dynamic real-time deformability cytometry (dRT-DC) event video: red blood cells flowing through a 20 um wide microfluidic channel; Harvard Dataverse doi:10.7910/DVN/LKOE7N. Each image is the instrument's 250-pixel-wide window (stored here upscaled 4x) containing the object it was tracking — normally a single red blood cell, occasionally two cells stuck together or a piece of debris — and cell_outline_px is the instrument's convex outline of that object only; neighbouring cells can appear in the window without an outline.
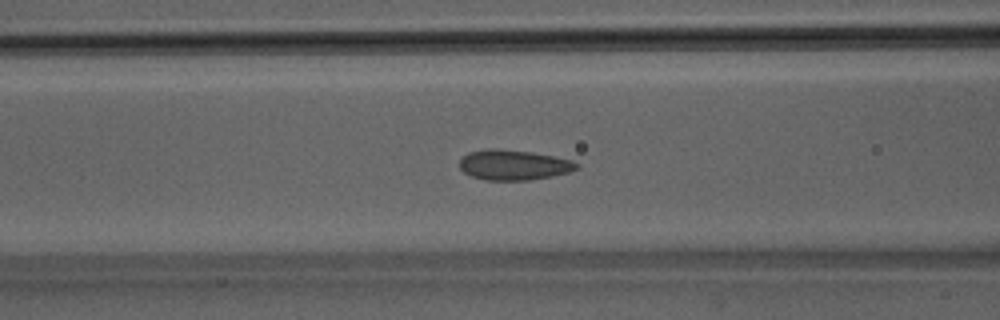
{"species": "Egyptian fruit bat (a non-hibernating species)", "species_latin": "Rousettus aegyptiacus", "temperature_condition": "room temperature", "stored_images_in_passage": 51, "camera_frame_rate_fps": 3000, "um_per_image_px": 0.085, "animal": {"sex": "male"}, "frame": {"image": 1, "passage_image": 21, "time_ms": 6.667, "image_size_px": [1000, 320], "cell_outline_px": [[580, 168], [568, 172], [552, 176], [528, 180], [484, 180], [472, 176], [464, 172], [460, 168], [460, 160], [468, 152], [488, 148], [496, 148], [532, 152], [572, 160], [580, 164]], "centroid_in_image_um": [43.67, 14.01], "position_along_channel_um": 122.9, "area_um2": 20.63}}
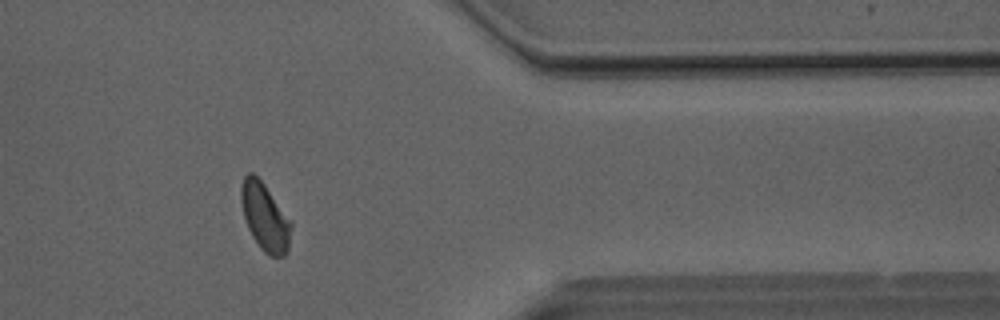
{"frame": {"image": 2, "passage_image": 42, "time_ms": 13.667, "image_size_px": [1000, 320], "cell_outline_px": [[292, 224], [288, 252], [284, 256], [268, 256], [260, 248], [252, 236], [248, 228], [244, 216], [240, 200], [240, 188], [244, 176], [248, 172], [252, 172], [264, 184]], "centroid_in_image_um": [22.5, 18.46], "position_along_channel_um": 388.9, "area_um2": 19.54}}
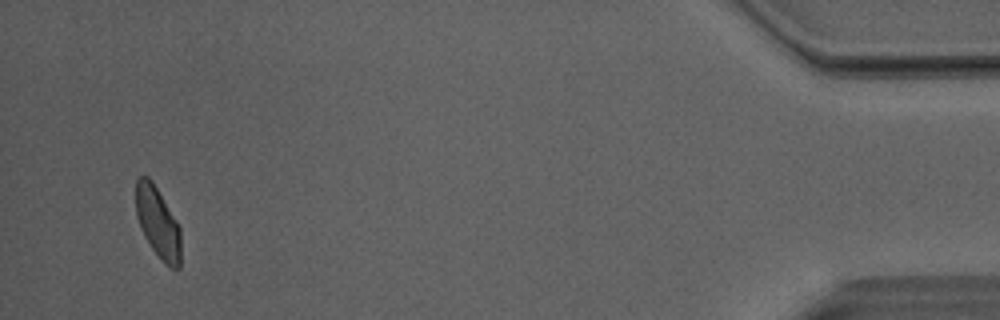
{"frame": {"image": 3, "passage_image": 49, "time_ms": 16.0, "image_size_px": [1000, 320], "cell_outline_px": [[180, 268], [168, 268], [164, 264], [152, 248], [144, 236], [140, 228], [136, 216], [136, 180], [140, 176], [148, 176], [152, 180], [176, 220], [180, 228]], "centroid_in_image_um": [13.41, 18.93], "position_along_channel_um": 421.8, "area_um2": 18.61}, "authors_computed_cell_mechanics": {"area_um2": 19.9988, "velocity_mm_per_s": 4.064, "shape_relaxation_time_tau1_ms": 4.9303, "shape_relaxation_time_tau2_ms": 0.8962, "deformation_change_tau1": 0.1063, "deformation_change_tau2": 0.0492}}